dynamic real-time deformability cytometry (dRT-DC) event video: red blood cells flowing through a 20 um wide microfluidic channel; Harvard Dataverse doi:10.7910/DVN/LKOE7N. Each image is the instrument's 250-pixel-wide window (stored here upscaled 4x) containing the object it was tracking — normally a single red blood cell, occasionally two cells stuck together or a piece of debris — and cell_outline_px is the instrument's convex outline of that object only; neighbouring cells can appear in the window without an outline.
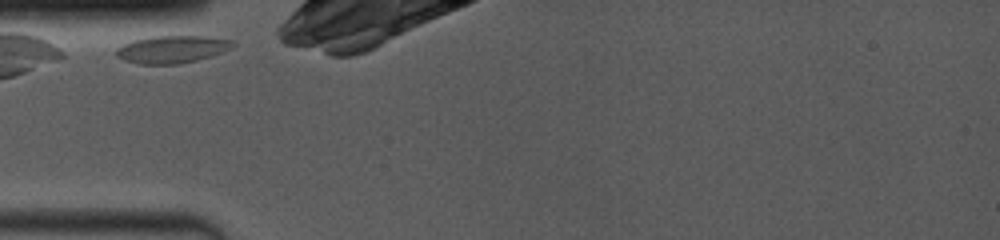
{"species": "common noctule bat (a hibernating species)", "species_latin": "Nyctalus noctula", "temperature_condition": "room temperature", "stored_images_in_passage": 10, "camera_frame_rate_fps": 4000, "um_per_image_px": 0.085, "animal": {"sex": "female", "body_mass_g": 19.0, "forearm_length_mm": 53.3}, "frame": {"image": 1, "passage_image": 1, "time_ms": 0.0, "image_size_px": [1000, 240], "cell_outline_px": [[236, 44], [220, 52], [196, 60], [180, 64], [140, 64], [116, 56], [116, 48], [124, 44], [148, 36], [208, 36], [232, 40]], "centroid_in_image_um": [14.61, 4.18], "position_along_channel_um": 70.4, "area_um2": 18.32}}
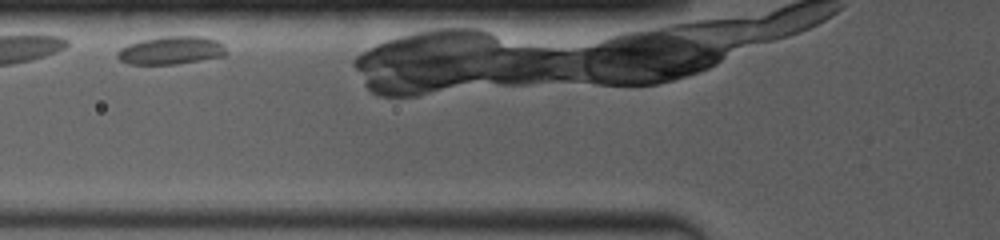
{"frame": {"image": 2, "passage_image": 4, "time_ms": 1.25, "image_size_px": [1000, 240], "cell_outline_px": [[224, 56], [176, 64], [128, 64], [120, 60], [116, 56], [116, 52], [120, 48], [128, 44], [140, 40], [164, 36], [204, 36], [216, 40], [224, 44]], "centroid_in_image_um": [14.51, 4.27], "position_along_channel_um": 111.3, "area_um2": 17.8}}